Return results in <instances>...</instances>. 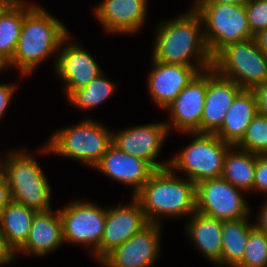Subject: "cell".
Returning a JSON list of instances; mask_svg holds the SVG:
<instances>
[{"mask_svg": "<svg viewBox=\"0 0 267 267\" xmlns=\"http://www.w3.org/2000/svg\"><path fill=\"white\" fill-rule=\"evenodd\" d=\"M157 28L152 60L190 67H212L213 58L205 42L201 16L193 7L173 21H163Z\"/></svg>", "mask_w": 267, "mask_h": 267, "instance_id": "6da1fadb", "label": "cell"}, {"mask_svg": "<svg viewBox=\"0 0 267 267\" xmlns=\"http://www.w3.org/2000/svg\"><path fill=\"white\" fill-rule=\"evenodd\" d=\"M27 2L24 0V21L17 47L8 62V66L17 67L22 76L32 73L51 54L58 53L62 41L69 35L62 22L39 5Z\"/></svg>", "mask_w": 267, "mask_h": 267, "instance_id": "7a4b0ae2", "label": "cell"}, {"mask_svg": "<svg viewBox=\"0 0 267 267\" xmlns=\"http://www.w3.org/2000/svg\"><path fill=\"white\" fill-rule=\"evenodd\" d=\"M133 197L149 223L161 224L164 215L189 217L196 211V185L179 178L170 167L155 170Z\"/></svg>", "mask_w": 267, "mask_h": 267, "instance_id": "3957f363", "label": "cell"}, {"mask_svg": "<svg viewBox=\"0 0 267 267\" xmlns=\"http://www.w3.org/2000/svg\"><path fill=\"white\" fill-rule=\"evenodd\" d=\"M33 154L10 151L0 167L5 173L11 200L36 211L51 209V186Z\"/></svg>", "mask_w": 267, "mask_h": 267, "instance_id": "277c9868", "label": "cell"}, {"mask_svg": "<svg viewBox=\"0 0 267 267\" xmlns=\"http://www.w3.org/2000/svg\"><path fill=\"white\" fill-rule=\"evenodd\" d=\"M113 133L97 121L83 119L54 132L39 152L70 157L94 168L112 145Z\"/></svg>", "mask_w": 267, "mask_h": 267, "instance_id": "5b68a950", "label": "cell"}, {"mask_svg": "<svg viewBox=\"0 0 267 267\" xmlns=\"http://www.w3.org/2000/svg\"><path fill=\"white\" fill-rule=\"evenodd\" d=\"M201 16L204 38L212 58L228 44L252 39L245 4L194 3Z\"/></svg>", "mask_w": 267, "mask_h": 267, "instance_id": "8992f818", "label": "cell"}, {"mask_svg": "<svg viewBox=\"0 0 267 267\" xmlns=\"http://www.w3.org/2000/svg\"><path fill=\"white\" fill-rule=\"evenodd\" d=\"M212 69L243 90H253L267 81V56L253 38L247 39L222 48L213 57Z\"/></svg>", "mask_w": 267, "mask_h": 267, "instance_id": "52a82bcc", "label": "cell"}, {"mask_svg": "<svg viewBox=\"0 0 267 267\" xmlns=\"http://www.w3.org/2000/svg\"><path fill=\"white\" fill-rule=\"evenodd\" d=\"M194 140L183 151L170 159L169 167L186 173L195 185L206 179L222 176L224 159L232 146L215 133L189 132Z\"/></svg>", "mask_w": 267, "mask_h": 267, "instance_id": "ba28073f", "label": "cell"}, {"mask_svg": "<svg viewBox=\"0 0 267 267\" xmlns=\"http://www.w3.org/2000/svg\"><path fill=\"white\" fill-rule=\"evenodd\" d=\"M64 242L92 246L91 254L99 261V244L103 237L107 208L89 201H74L59 210Z\"/></svg>", "mask_w": 267, "mask_h": 267, "instance_id": "9c48e42d", "label": "cell"}, {"mask_svg": "<svg viewBox=\"0 0 267 267\" xmlns=\"http://www.w3.org/2000/svg\"><path fill=\"white\" fill-rule=\"evenodd\" d=\"M242 190L222 177L196 184V211L222 221L249 217V205Z\"/></svg>", "mask_w": 267, "mask_h": 267, "instance_id": "30bf717a", "label": "cell"}, {"mask_svg": "<svg viewBox=\"0 0 267 267\" xmlns=\"http://www.w3.org/2000/svg\"><path fill=\"white\" fill-rule=\"evenodd\" d=\"M169 134L165 122L130 127L113 134L112 144L129 155L147 161L155 170L169 167L156 161L160 148Z\"/></svg>", "mask_w": 267, "mask_h": 267, "instance_id": "8fae6325", "label": "cell"}, {"mask_svg": "<svg viewBox=\"0 0 267 267\" xmlns=\"http://www.w3.org/2000/svg\"><path fill=\"white\" fill-rule=\"evenodd\" d=\"M161 224L149 223L101 261L105 267H152L160 246Z\"/></svg>", "mask_w": 267, "mask_h": 267, "instance_id": "7c38bea8", "label": "cell"}, {"mask_svg": "<svg viewBox=\"0 0 267 267\" xmlns=\"http://www.w3.org/2000/svg\"><path fill=\"white\" fill-rule=\"evenodd\" d=\"M130 204L107 208L104 233L99 244V262L149 224L140 203L132 197Z\"/></svg>", "mask_w": 267, "mask_h": 267, "instance_id": "4fadbf2b", "label": "cell"}, {"mask_svg": "<svg viewBox=\"0 0 267 267\" xmlns=\"http://www.w3.org/2000/svg\"><path fill=\"white\" fill-rule=\"evenodd\" d=\"M207 94V70L198 73L179 93L166 110L170 109L171 122H165L168 131L178 129L182 133H201V117ZM173 125V126H172Z\"/></svg>", "mask_w": 267, "mask_h": 267, "instance_id": "5bb4252c", "label": "cell"}, {"mask_svg": "<svg viewBox=\"0 0 267 267\" xmlns=\"http://www.w3.org/2000/svg\"><path fill=\"white\" fill-rule=\"evenodd\" d=\"M68 38L70 34L62 41L60 53L58 52L55 60V72L66 83V97L73 91L87 86L103 73L95 59L80 45H77L78 43L75 45L71 42L67 45Z\"/></svg>", "mask_w": 267, "mask_h": 267, "instance_id": "9a60e30c", "label": "cell"}, {"mask_svg": "<svg viewBox=\"0 0 267 267\" xmlns=\"http://www.w3.org/2000/svg\"><path fill=\"white\" fill-rule=\"evenodd\" d=\"M210 68L212 67H190L153 60L152 71L147 79L151 98L160 108L166 110L198 73Z\"/></svg>", "mask_w": 267, "mask_h": 267, "instance_id": "2e32d148", "label": "cell"}, {"mask_svg": "<svg viewBox=\"0 0 267 267\" xmlns=\"http://www.w3.org/2000/svg\"><path fill=\"white\" fill-rule=\"evenodd\" d=\"M243 89L218 75L212 68L207 70V94L201 117V133H215L223 124L227 110Z\"/></svg>", "mask_w": 267, "mask_h": 267, "instance_id": "e0dca14e", "label": "cell"}, {"mask_svg": "<svg viewBox=\"0 0 267 267\" xmlns=\"http://www.w3.org/2000/svg\"><path fill=\"white\" fill-rule=\"evenodd\" d=\"M95 168L115 181L132 186V196L144 186L155 171L147 161L124 153L113 144Z\"/></svg>", "mask_w": 267, "mask_h": 267, "instance_id": "ac0fdd59", "label": "cell"}, {"mask_svg": "<svg viewBox=\"0 0 267 267\" xmlns=\"http://www.w3.org/2000/svg\"><path fill=\"white\" fill-rule=\"evenodd\" d=\"M147 0H103L94 9L95 17L109 33H134L146 19Z\"/></svg>", "mask_w": 267, "mask_h": 267, "instance_id": "d6986e66", "label": "cell"}, {"mask_svg": "<svg viewBox=\"0 0 267 267\" xmlns=\"http://www.w3.org/2000/svg\"><path fill=\"white\" fill-rule=\"evenodd\" d=\"M64 242L59 209L37 211L25 244L18 250L25 254L44 256L56 250Z\"/></svg>", "mask_w": 267, "mask_h": 267, "instance_id": "ffe728a7", "label": "cell"}, {"mask_svg": "<svg viewBox=\"0 0 267 267\" xmlns=\"http://www.w3.org/2000/svg\"><path fill=\"white\" fill-rule=\"evenodd\" d=\"M257 113L255 93L252 90H242L227 110L224 122L215 134L224 142L235 146Z\"/></svg>", "mask_w": 267, "mask_h": 267, "instance_id": "44dd1931", "label": "cell"}, {"mask_svg": "<svg viewBox=\"0 0 267 267\" xmlns=\"http://www.w3.org/2000/svg\"><path fill=\"white\" fill-rule=\"evenodd\" d=\"M186 233L211 262L221 266L223 221L195 211L189 216Z\"/></svg>", "mask_w": 267, "mask_h": 267, "instance_id": "7402d4cb", "label": "cell"}, {"mask_svg": "<svg viewBox=\"0 0 267 267\" xmlns=\"http://www.w3.org/2000/svg\"><path fill=\"white\" fill-rule=\"evenodd\" d=\"M36 210L11 201L0 213V234L17 251L25 244Z\"/></svg>", "mask_w": 267, "mask_h": 267, "instance_id": "603a6c76", "label": "cell"}, {"mask_svg": "<svg viewBox=\"0 0 267 267\" xmlns=\"http://www.w3.org/2000/svg\"><path fill=\"white\" fill-rule=\"evenodd\" d=\"M255 165L256 154L231 146L224 159L221 177L242 192L254 191Z\"/></svg>", "mask_w": 267, "mask_h": 267, "instance_id": "cb8c5ba5", "label": "cell"}, {"mask_svg": "<svg viewBox=\"0 0 267 267\" xmlns=\"http://www.w3.org/2000/svg\"><path fill=\"white\" fill-rule=\"evenodd\" d=\"M248 217L223 221L221 265L236 267L245 254L250 229L254 226Z\"/></svg>", "mask_w": 267, "mask_h": 267, "instance_id": "d4e9b609", "label": "cell"}, {"mask_svg": "<svg viewBox=\"0 0 267 267\" xmlns=\"http://www.w3.org/2000/svg\"><path fill=\"white\" fill-rule=\"evenodd\" d=\"M24 21V0H14L0 15V56L7 62L17 47Z\"/></svg>", "mask_w": 267, "mask_h": 267, "instance_id": "484cf974", "label": "cell"}, {"mask_svg": "<svg viewBox=\"0 0 267 267\" xmlns=\"http://www.w3.org/2000/svg\"><path fill=\"white\" fill-rule=\"evenodd\" d=\"M115 87L116 84L107 80L105 74L102 73L87 86L73 91L67 99L69 103L80 109L90 110L107 100Z\"/></svg>", "mask_w": 267, "mask_h": 267, "instance_id": "4316f807", "label": "cell"}, {"mask_svg": "<svg viewBox=\"0 0 267 267\" xmlns=\"http://www.w3.org/2000/svg\"><path fill=\"white\" fill-rule=\"evenodd\" d=\"M235 146L256 155H267V116L257 113Z\"/></svg>", "mask_w": 267, "mask_h": 267, "instance_id": "83f0119b", "label": "cell"}, {"mask_svg": "<svg viewBox=\"0 0 267 267\" xmlns=\"http://www.w3.org/2000/svg\"><path fill=\"white\" fill-rule=\"evenodd\" d=\"M236 267H267V235L255 225L250 229L242 261Z\"/></svg>", "mask_w": 267, "mask_h": 267, "instance_id": "f1b7e54d", "label": "cell"}, {"mask_svg": "<svg viewBox=\"0 0 267 267\" xmlns=\"http://www.w3.org/2000/svg\"><path fill=\"white\" fill-rule=\"evenodd\" d=\"M245 7L251 33L267 29V0H248Z\"/></svg>", "mask_w": 267, "mask_h": 267, "instance_id": "f546056e", "label": "cell"}, {"mask_svg": "<svg viewBox=\"0 0 267 267\" xmlns=\"http://www.w3.org/2000/svg\"><path fill=\"white\" fill-rule=\"evenodd\" d=\"M254 190L267 193V155H256Z\"/></svg>", "mask_w": 267, "mask_h": 267, "instance_id": "4dcf8cb0", "label": "cell"}, {"mask_svg": "<svg viewBox=\"0 0 267 267\" xmlns=\"http://www.w3.org/2000/svg\"><path fill=\"white\" fill-rule=\"evenodd\" d=\"M252 91L256 96L258 114L267 116V81L256 86Z\"/></svg>", "mask_w": 267, "mask_h": 267, "instance_id": "1f68e13d", "label": "cell"}, {"mask_svg": "<svg viewBox=\"0 0 267 267\" xmlns=\"http://www.w3.org/2000/svg\"><path fill=\"white\" fill-rule=\"evenodd\" d=\"M15 89V85L0 84V119L4 116L6 109H8L7 106L10 105Z\"/></svg>", "mask_w": 267, "mask_h": 267, "instance_id": "d6a6232c", "label": "cell"}, {"mask_svg": "<svg viewBox=\"0 0 267 267\" xmlns=\"http://www.w3.org/2000/svg\"><path fill=\"white\" fill-rule=\"evenodd\" d=\"M11 201L10 190L5 173L0 167V213Z\"/></svg>", "mask_w": 267, "mask_h": 267, "instance_id": "836d02e7", "label": "cell"}, {"mask_svg": "<svg viewBox=\"0 0 267 267\" xmlns=\"http://www.w3.org/2000/svg\"><path fill=\"white\" fill-rule=\"evenodd\" d=\"M16 251L8 244L7 240L0 234V265L15 261Z\"/></svg>", "mask_w": 267, "mask_h": 267, "instance_id": "e575fe53", "label": "cell"}, {"mask_svg": "<svg viewBox=\"0 0 267 267\" xmlns=\"http://www.w3.org/2000/svg\"><path fill=\"white\" fill-rule=\"evenodd\" d=\"M253 39L255 40L259 49L267 56V29L257 32Z\"/></svg>", "mask_w": 267, "mask_h": 267, "instance_id": "d590c367", "label": "cell"}, {"mask_svg": "<svg viewBox=\"0 0 267 267\" xmlns=\"http://www.w3.org/2000/svg\"><path fill=\"white\" fill-rule=\"evenodd\" d=\"M258 215V223L254 225L267 235V201L264 203V206H262V210L260 209Z\"/></svg>", "mask_w": 267, "mask_h": 267, "instance_id": "8d00e7d4", "label": "cell"}, {"mask_svg": "<svg viewBox=\"0 0 267 267\" xmlns=\"http://www.w3.org/2000/svg\"><path fill=\"white\" fill-rule=\"evenodd\" d=\"M248 0H196L194 3H220V4H234L242 5Z\"/></svg>", "mask_w": 267, "mask_h": 267, "instance_id": "74e56055", "label": "cell"}, {"mask_svg": "<svg viewBox=\"0 0 267 267\" xmlns=\"http://www.w3.org/2000/svg\"><path fill=\"white\" fill-rule=\"evenodd\" d=\"M14 0H0V15Z\"/></svg>", "mask_w": 267, "mask_h": 267, "instance_id": "f35d334b", "label": "cell"}, {"mask_svg": "<svg viewBox=\"0 0 267 267\" xmlns=\"http://www.w3.org/2000/svg\"><path fill=\"white\" fill-rule=\"evenodd\" d=\"M8 67V62L0 56V71Z\"/></svg>", "mask_w": 267, "mask_h": 267, "instance_id": "ab89813d", "label": "cell"}]
</instances>
